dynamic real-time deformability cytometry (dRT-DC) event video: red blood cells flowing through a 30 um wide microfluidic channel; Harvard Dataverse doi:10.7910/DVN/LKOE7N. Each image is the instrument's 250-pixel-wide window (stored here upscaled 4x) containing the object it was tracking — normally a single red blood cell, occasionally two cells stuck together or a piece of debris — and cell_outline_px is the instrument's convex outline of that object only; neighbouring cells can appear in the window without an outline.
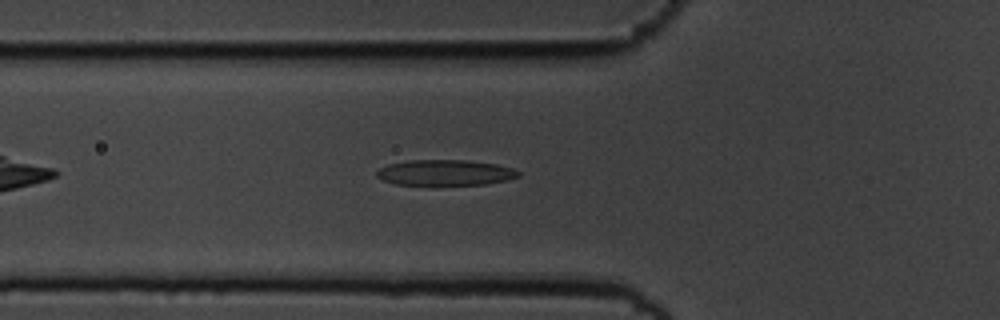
{"species": "common noctule bat (a hibernating species)", "species_latin": "Nyctalus noctula", "temperature_condition": "cold", "stored_images_in_passage": 44, "camera_frame_rate_fps": 3000, "um_per_image_px": 0.085, "animal": {"sex": "male", "body_mass_g": 19.5, "forearm_length_mm": 54.6}, "frame": {"image": 1, "passage_image": 8, "time_ms": 2.333, "image_size_px": [1000, 320], "cell_outline_px": [[520, 176], [508, 180], [484, 184], [396, 184], [384, 180], [376, 176], [376, 172], [380, 168], [388, 164], [408, 160], [468, 160], [496, 164], [512, 168], [520, 172]], "centroid_in_image_um": [37.86, 14.66], "position_along_channel_um": 87.9, "area_um2": 20.98}}
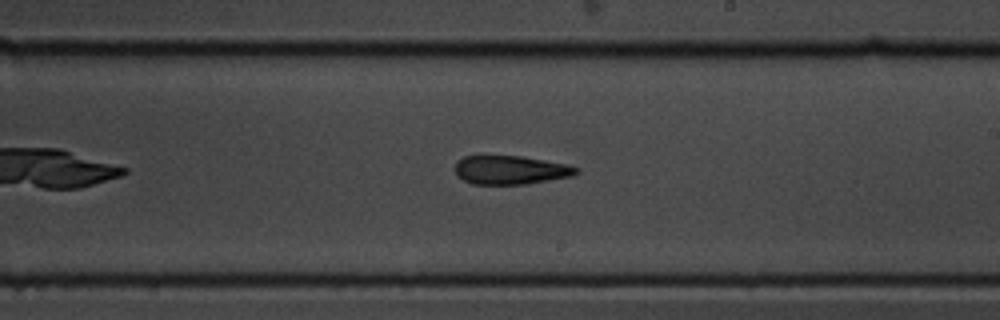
{"frame": {"image": 2, "passage_image": 21, "time_ms": 6.667, "image_size_px": [1000, 320], "cell_outline_px": [[580, 172], [572, 176], [524, 184], [472, 184], [456, 176], [456, 160], [464, 156], [480, 152], [484, 152], [520, 156], [568, 164], [580, 168]], "centroid_in_image_um": [43.33, 14.39], "position_along_channel_um": 245.7, "area_um2": 21.15}}
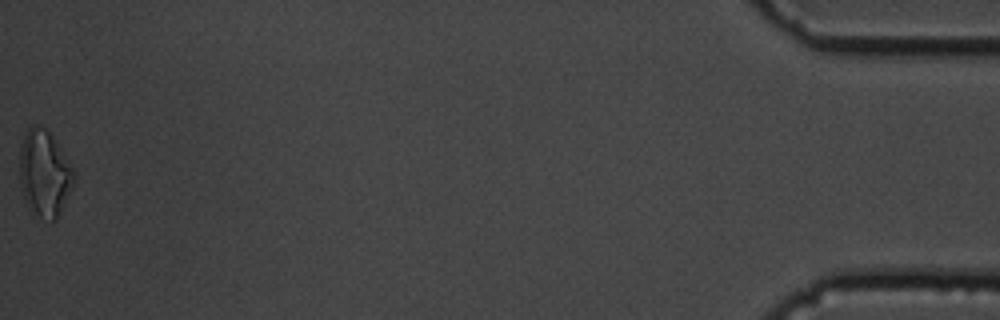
{"frame": {"image": 3, "passage_image": 44, "time_ms": 14.333, "image_size_px": [1000, 320], "cell_outline_px": [[76, 176], [60, 212], [56, 220], [52, 220], [40, 216], [28, 208], [24, 200], [20, 184], [20, 144], [28, 128], [32, 124], [40, 124], [52, 136], [72, 168]], "centroid_in_image_um": [3.74, 14.72], "position_along_channel_um": 431.5, "area_um2": 26.88}, "authors_computed_cell_mechanics": {"area_um2": 21.1837, "velocity_mm_per_s": 3.6344, "shape_relaxation_time_tau1_ms": 9.5962, "shape_relaxation_time_tau2_ms": 2.9036, "deformation_change_tau1": 0.2297, "deformation_change_tau2": 0.1392}}